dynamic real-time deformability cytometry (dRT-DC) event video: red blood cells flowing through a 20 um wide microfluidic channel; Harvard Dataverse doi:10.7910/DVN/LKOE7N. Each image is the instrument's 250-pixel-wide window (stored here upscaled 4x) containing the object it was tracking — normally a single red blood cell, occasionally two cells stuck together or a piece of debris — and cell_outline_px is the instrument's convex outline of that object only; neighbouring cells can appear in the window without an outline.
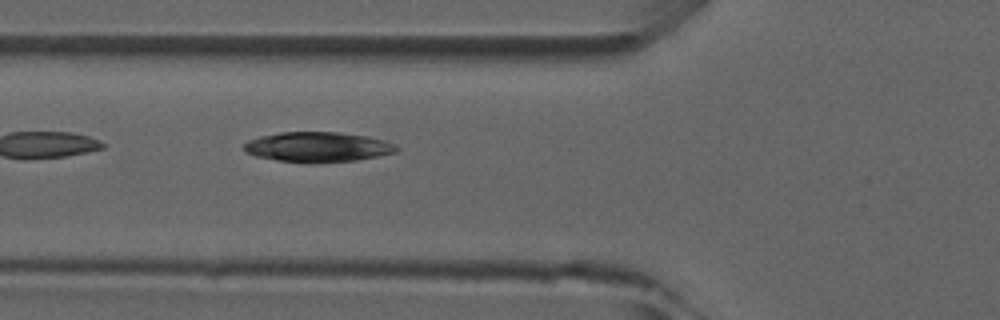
{"species": "common noctule bat (a hibernating species)", "species_latin": "Nyctalus noctula", "temperature_condition": "room temperature", "stored_images_in_passage": 5, "camera_frame_rate_fps": 3000, "um_per_image_px": 0.085, "animal": {"sex": "male", "forearm_length_mm": 52.5}, "frame": {"image": 1, "passage_image": 5, "time_ms": 5.667, "image_size_px": [1000, 320], "cell_outline_px": [[400, 148], [396, 152], [356, 160], [280, 160], [256, 156], [244, 152], [244, 144], [248, 140], [260, 136], [280, 132], [340, 132], [368, 136], [384, 140]], "centroid_in_image_um": [27.0, 12.44], "position_along_channel_um": 98.8, "area_um2": 25.66}}